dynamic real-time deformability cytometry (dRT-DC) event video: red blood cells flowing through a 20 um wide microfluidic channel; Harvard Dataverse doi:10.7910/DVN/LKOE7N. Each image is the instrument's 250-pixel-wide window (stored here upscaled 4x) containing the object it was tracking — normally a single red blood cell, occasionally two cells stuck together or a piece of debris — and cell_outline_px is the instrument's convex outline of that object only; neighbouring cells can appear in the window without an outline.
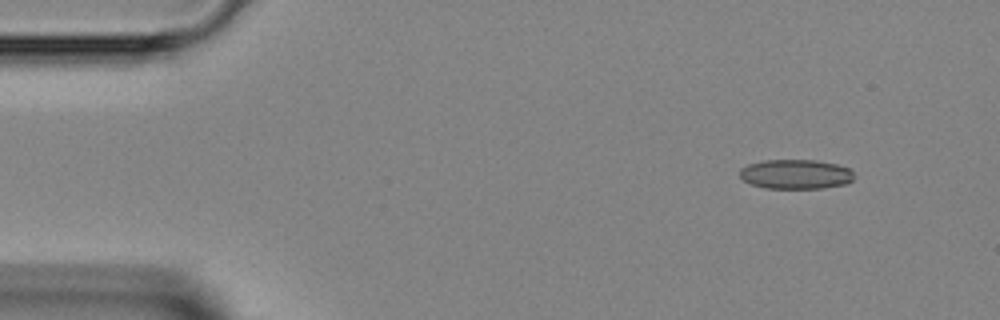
{"species": "Egyptian fruit bat (a non-hibernating species)", "species_latin": "Rousettus aegyptiacus", "temperature_condition": "room temperature", "stored_images_in_passage": 40, "camera_frame_rate_fps": 3000, "um_per_image_px": 0.085, "animal": {"sex": "female"}, "frame": {"image": 1, "passage_image": 1, "time_ms": 0.0, "image_size_px": [1000, 320], "cell_outline_px": [[852, 180], [848, 184], [824, 188], [764, 188], [752, 184], [744, 180], [740, 176], [740, 168], [748, 164], [764, 160], [816, 160], [836, 164], [848, 168], [852, 172]], "centroid_in_image_um": [67.63, 14.81], "position_along_channel_um": 17.4, "area_um2": 19.65}}
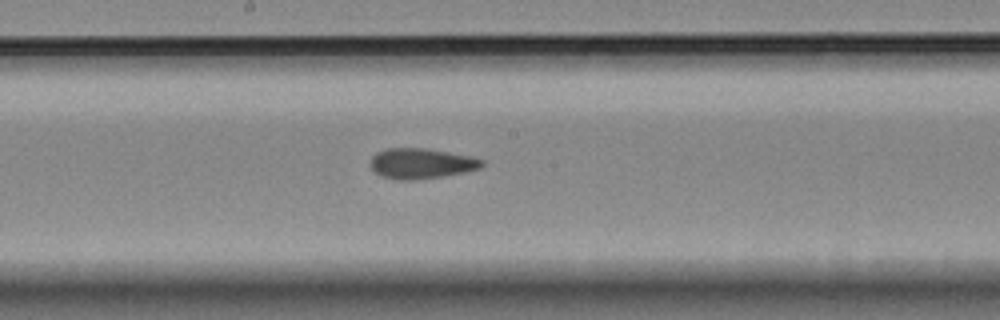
{"frame": {"image": 2, "passage_image": 20, "time_ms": 6.333, "image_size_px": [1000, 320], "cell_outline_px": [[484, 164], [480, 168], [464, 172], [440, 176], [412, 180], [400, 180], [380, 176], [368, 164], [372, 156], [376, 152], [384, 148], [424, 148], [472, 156], [484, 160]], "centroid_in_image_um": [35.77, 13.88], "position_along_channel_um": 212.4, "area_um2": 19.77}}
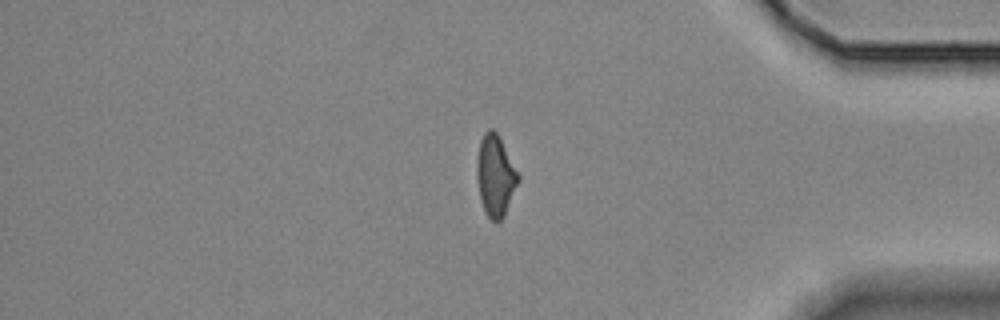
{"frame": {"image": 3, "passage_image": 34, "time_ms": 11.0, "image_size_px": [1000, 320], "cell_outline_px": [[520, 180], [504, 216], [496, 224], [484, 212], [480, 200], [476, 176], [476, 164], [480, 140], [484, 132], [488, 128], [492, 128], [496, 132], [520, 176]], "centroid_in_image_um": [42.09, 14.96], "position_along_channel_um": 393.1, "area_um2": 19.65}}